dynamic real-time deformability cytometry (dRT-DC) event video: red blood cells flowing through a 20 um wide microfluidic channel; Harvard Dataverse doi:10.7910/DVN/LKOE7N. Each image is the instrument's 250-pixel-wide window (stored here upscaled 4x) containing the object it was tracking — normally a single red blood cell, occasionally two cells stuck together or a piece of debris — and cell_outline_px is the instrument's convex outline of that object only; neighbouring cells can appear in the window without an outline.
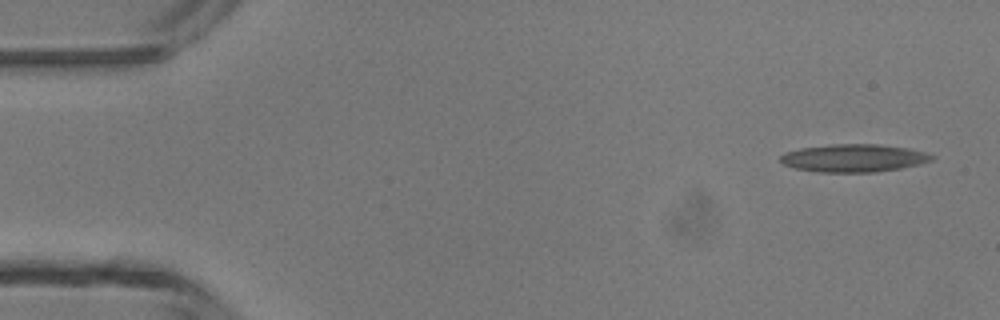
{"species": "common noctule bat (a hibernating species)", "species_latin": "Nyctalus noctula", "temperature_condition": "room temperature", "stored_images_in_passage": 4, "camera_frame_rate_fps": 3000, "um_per_image_px": 0.085, "animal": {"sex": "male", "body_mass_g": 13.3}, "frame": {"image": 1, "passage_image": 1, "time_ms": 0.0, "image_size_px": [1000, 320], "cell_outline_px": [[936, 156], [932, 160], [920, 164], [900, 168], [872, 172], [820, 172], [796, 168], [784, 164], [780, 160], [780, 156], [788, 152], [800, 148], [832, 144], [876, 144], [908, 148], [924, 152]], "centroid_in_image_um": [72.59, 13.43], "position_along_channel_um": 12.4, "area_um2": 24.28}}
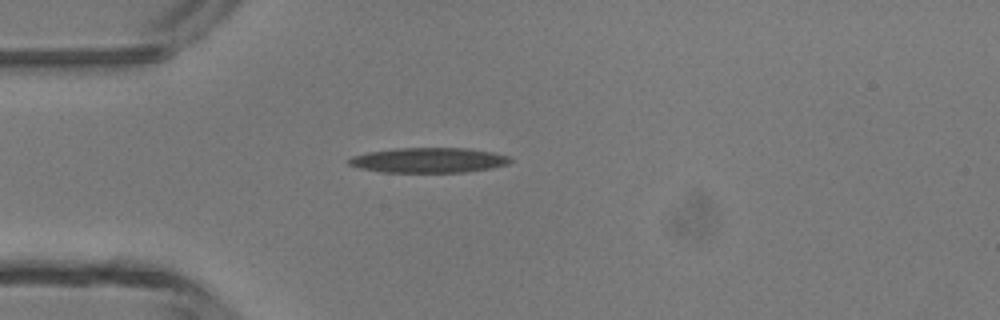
{"frame": {"image": 2, "passage_image": 4, "time_ms": 3.333, "image_size_px": [1000, 320], "cell_outline_px": [[512, 160], [508, 164], [488, 168], [464, 172], [380, 172], [360, 168], [348, 164], [348, 160], [352, 156], [368, 152], [396, 148], [464, 148], [492, 152], [508, 156]], "centroid_in_image_um": [36.4, 13.61], "position_along_channel_um": 48.6, "area_um2": 23.35}}